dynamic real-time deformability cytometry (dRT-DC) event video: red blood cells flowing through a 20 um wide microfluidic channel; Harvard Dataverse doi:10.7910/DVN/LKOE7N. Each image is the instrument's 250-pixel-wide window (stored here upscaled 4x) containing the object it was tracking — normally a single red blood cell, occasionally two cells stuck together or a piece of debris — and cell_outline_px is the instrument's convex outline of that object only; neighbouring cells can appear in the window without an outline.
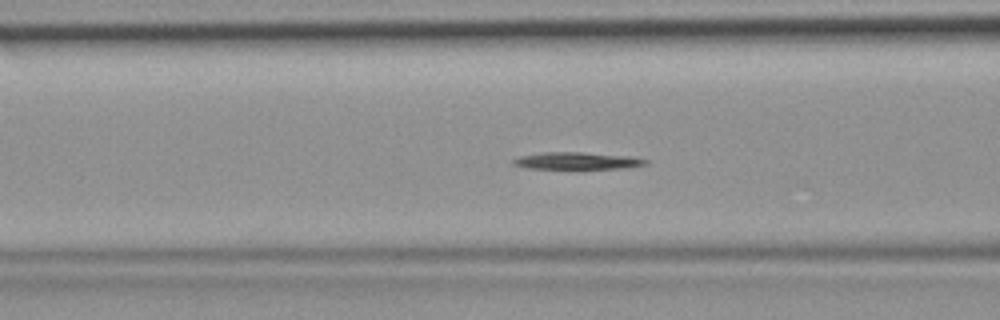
{"species": "common noctule bat (a hibernating species)", "species_latin": "Nyctalus noctula", "temperature_condition": "room temperature", "stored_images_in_passage": 49, "camera_frame_rate_fps": 3000, "um_per_image_px": 0.085, "animal": {"sex": "female", "body_mass_g": 19.9}, "frame": {"image": 1, "passage_image": 20, "time_ms": 6.333, "image_size_px": [1000, 320], "cell_outline_px": [[648, 164], [628, 168], [524, 168], [512, 164], [512, 160], [520, 156], [544, 152], [584, 152], [632, 156], [648, 160]], "centroid_in_image_um": [49.08, 13.66], "position_along_channel_um": 117.5, "area_um2": 13.18}}
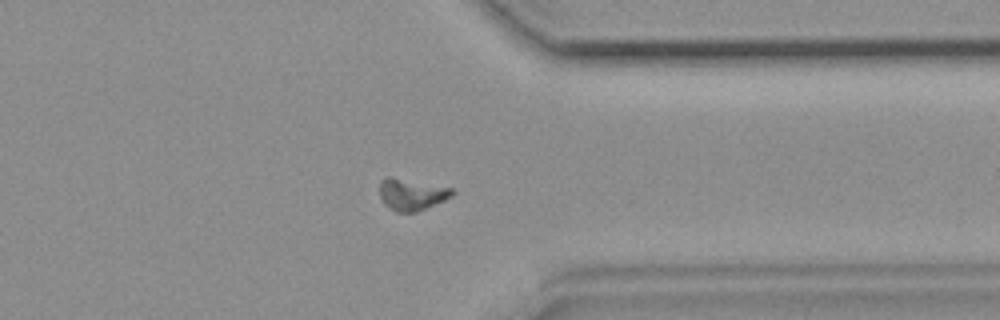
{"frame": {"image": 2, "passage_image": 39, "time_ms": 12.667, "image_size_px": [1000, 320], "cell_outline_px": [[456, 192], [452, 196], [444, 200], [416, 212], [396, 212], [388, 208], [380, 200], [380, 180], [388, 176], [392, 176], [452, 188]], "centroid_in_image_um": [34.96, 16.52], "position_along_channel_um": 376.4, "area_um2": 13.53}}
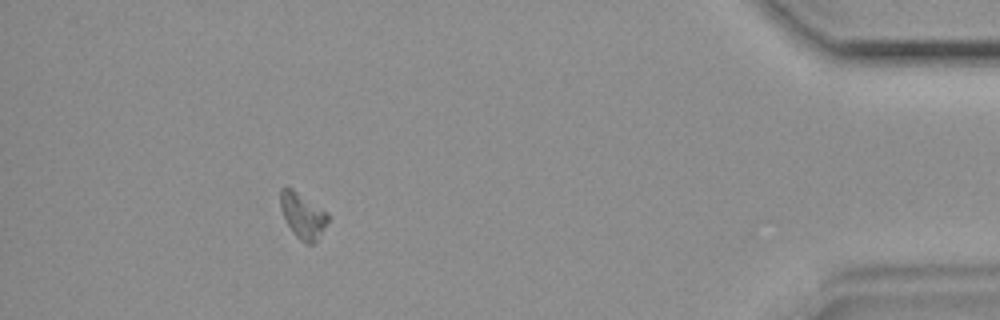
{"frame": {"image": 3, "passage_image": 45, "time_ms": 14.667, "image_size_px": [1000, 320], "cell_outline_px": [[328, 220], [324, 228], [316, 240], [312, 244], [308, 244], [300, 240], [296, 236], [288, 224], [280, 208], [280, 188], [292, 188], [328, 212]], "centroid_in_image_um": [25.73, 18.3], "position_along_channel_um": 409.5, "area_um2": 12.37}}